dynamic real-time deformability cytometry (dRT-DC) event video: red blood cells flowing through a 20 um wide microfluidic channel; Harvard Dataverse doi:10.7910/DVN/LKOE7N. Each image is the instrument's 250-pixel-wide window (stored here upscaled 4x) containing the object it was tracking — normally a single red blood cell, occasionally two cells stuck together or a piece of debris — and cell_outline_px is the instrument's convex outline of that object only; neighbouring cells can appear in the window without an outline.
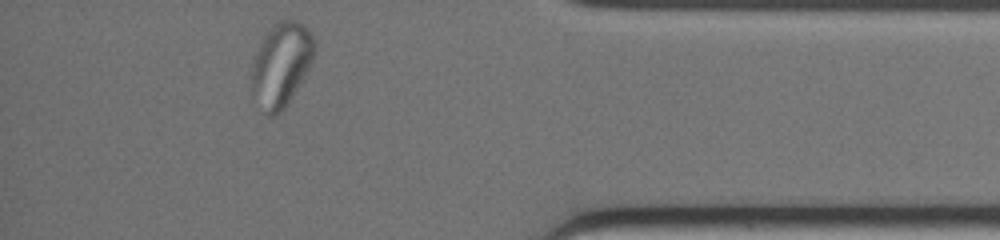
{"species": "common noctule bat (a hibernating species)", "species_latin": "Nyctalus noctula", "temperature_condition": "warm", "stored_images_in_passage": 28, "segment_of_instrument_passage": [2, 2], "camera_frame_rate_fps": 3000, "um_per_image_px": 0.085, "animal": {"sex": "female", "body_mass_g": 19.0, "forearm_length_mm": 51.5}, "frame": {"image": 1, "passage_image": 28, "time_ms": 9.0, "image_size_px": [1000, 240], "cell_outline_px": [[316, 52], [304, 76], [288, 104], [276, 116], [264, 116], [252, 96], [252, 64], [260, 44], [264, 36], [272, 24], [280, 20], [296, 20], [312, 36], [316, 44]], "centroid_in_image_um": [23.88, 5.55], "position_along_channel_um": 411.3, "area_um2": 30.75}}